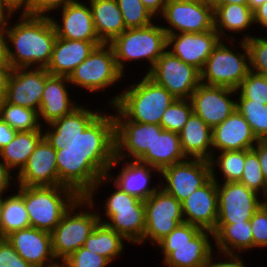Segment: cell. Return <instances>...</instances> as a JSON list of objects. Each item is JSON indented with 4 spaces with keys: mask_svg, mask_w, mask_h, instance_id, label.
Wrapping results in <instances>:
<instances>
[{
    "mask_svg": "<svg viewBox=\"0 0 267 267\" xmlns=\"http://www.w3.org/2000/svg\"><path fill=\"white\" fill-rule=\"evenodd\" d=\"M258 141L237 109L224 122L212 129L213 154L222 151L250 150Z\"/></svg>",
    "mask_w": 267,
    "mask_h": 267,
    "instance_id": "4316f807",
    "label": "cell"
},
{
    "mask_svg": "<svg viewBox=\"0 0 267 267\" xmlns=\"http://www.w3.org/2000/svg\"><path fill=\"white\" fill-rule=\"evenodd\" d=\"M74 1L76 0H31L28 8L23 13L33 16H51L56 10H60V8Z\"/></svg>",
    "mask_w": 267,
    "mask_h": 267,
    "instance_id": "c3c4849f",
    "label": "cell"
},
{
    "mask_svg": "<svg viewBox=\"0 0 267 267\" xmlns=\"http://www.w3.org/2000/svg\"><path fill=\"white\" fill-rule=\"evenodd\" d=\"M4 27L7 40L8 63L15 68H46L57 38L49 16H33L20 12L16 23L11 19ZM12 24V25H10Z\"/></svg>",
    "mask_w": 267,
    "mask_h": 267,
    "instance_id": "6da1fadb",
    "label": "cell"
},
{
    "mask_svg": "<svg viewBox=\"0 0 267 267\" xmlns=\"http://www.w3.org/2000/svg\"><path fill=\"white\" fill-rule=\"evenodd\" d=\"M236 109L245 118L258 140L267 138V105L251 100H236Z\"/></svg>",
    "mask_w": 267,
    "mask_h": 267,
    "instance_id": "ab89813d",
    "label": "cell"
},
{
    "mask_svg": "<svg viewBox=\"0 0 267 267\" xmlns=\"http://www.w3.org/2000/svg\"><path fill=\"white\" fill-rule=\"evenodd\" d=\"M91 9L95 32L104 44H110L127 28L117 0H87Z\"/></svg>",
    "mask_w": 267,
    "mask_h": 267,
    "instance_id": "1f68e13d",
    "label": "cell"
},
{
    "mask_svg": "<svg viewBox=\"0 0 267 267\" xmlns=\"http://www.w3.org/2000/svg\"><path fill=\"white\" fill-rule=\"evenodd\" d=\"M123 78L125 75L118 69L112 46L104 43L95 47L68 76L71 88H83L89 94H98L108 87L110 90Z\"/></svg>",
    "mask_w": 267,
    "mask_h": 267,
    "instance_id": "30bf717a",
    "label": "cell"
},
{
    "mask_svg": "<svg viewBox=\"0 0 267 267\" xmlns=\"http://www.w3.org/2000/svg\"><path fill=\"white\" fill-rule=\"evenodd\" d=\"M15 251L33 267H55L51 233L33 227L17 230L5 237Z\"/></svg>",
    "mask_w": 267,
    "mask_h": 267,
    "instance_id": "603a6c76",
    "label": "cell"
},
{
    "mask_svg": "<svg viewBox=\"0 0 267 267\" xmlns=\"http://www.w3.org/2000/svg\"><path fill=\"white\" fill-rule=\"evenodd\" d=\"M3 203H4V194L0 193V221H1V213H2Z\"/></svg>",
    "mask_w": 267,
    "mask_h": 267,
    "instance_id": "03108f58",
    "label": "cell"
},
{
    "mask_svg": "<svg viewBox=\"0 0 267 267\" xmlns=\"http://www.w3.org/2000/svg\"><path fill=\"white\" fill-rule=\"evenodd\" d=\"M253 15L255 27L256 25H259L263 28L261 30H264V28L267 27V1L258 8H256L253 11Z\"/></svg>",
    "mask_w": 267,
    "mask_h": 267,
    "instance_id": "6f0895ef",
    "label": "cell"
},
{
    "mask_svg": "<svg viewBox=\"0 0 267 267\" xmlns=\"http://www.w3.org/2000/svg\"><path fill=\"white\" fill-rule=\"evenodd\" d=\"M70 85L67 76H53L45 69V87L38 111L42 126L70 114L80 105L74 101L76 98H70Z\"/></svg>",
    "mask_w": 267,
    "mask_h": 267,
    "instance_id": "484cf974",
    "label": "cell"
},
{
    "mask_svg": "<svg viewBox=\"0 0 267 267\" xmlns=\"http://www.w3.org/2000/svg\"><path fill=\"white\" fill-rule=\"evenodd\" d=\"M62 263L66 267H108L111 265L105 257L89 251L85 247L79 248Z\"/></svg>",
    "mask_w": 267,
    "mask_h": 267,
    "instance_id": "bcb514c9",
    "label": "cell"
},
{
    "mask_svg": "<svg viewBox=\"0 0 267 267\" xmlns=\"http://www.w3.org/2000/svg\"><path fill=\"white\" fill-rule=\"evenodd\" d=\"M241 4L248 5V0H222L221 4Z\"/></svg>",
    "mask_w": 267,
    "mask_h": 267,
    "instance_id": "e7e4bbea",
    "label": "cell"
},
{
    "mask_svg": "<svg viewBox=\"0 0 267 267\" xmlns=\"http://www.w3.org/2000/svg\"><path fill=\"white\" fill-rule=\"evenodd\" d=\"M252 149L257 153L259 157V163L261 171L267 183V142L265 140H259Z\"/></svg>",
    "mask_w": 267,
    "mask_h": 267,
    "instance_id": "f5cc1de1",
    "label": "cell"
},
{
    "mask_svg": "<svg viewBox=\"0 0 267 267\" xmlns=\"http://www.w3.org/2000/svg\"><path fill=\"white\" fill-rule=\"evenodd\" d=\"M118 69L125 75L127 63L150 64L146 74L153 68L159 57L167 50V34L162 24L156 22L143 28H128L111 43Z\"/></svg>",
    "mask_w": 267,
    "mask_h": 267,
    "instance_id": "8992f818",
    "label": "cell"
},
{
    "mask_svg": "<svg viewBox=\"0 0 267 267\" xmlns=\"http://www.w3.org/2000/svg\"><path fill=\"white\" fill-rule=\"evenodd\" d=\"M17 192L23 197L30 226L52 232L65 212L80 196L67 186L16 185Z\"/></svg>",
    "mask_w": 267,
    "mask_h": 267,
    "instance_id": "5b68a950",
    "label": "cell"
},
{
    "mask_svg": "<svg viewBox=\"0 0 267 267\" xmlns=\"http://www.w3.org/2000/svg\"><path fill=\"white\" fill-rule=\"evenodd\" d=\"M253 249L267 247V205L263 203L253 214L251 220Z\"/></svg>",
    "mask_w": 267,
    "mask_h": 267,
    "instance_id": "7dc6e473",
    "label": "cell"
},
{
    "mask_svg": "<svg viewBox=\"0 0 267 267\" xmlns=\"http://www.w3.org/2000/svg\"><path fill=\"white\" fill-rule=\"evenodd\" d=\"M201 3L211 8L213 11L219 7L222 3V0H199Z\"/></svg>",
    "mask_w": 267,
    "mask_h": 267,
    "instance_id": "6125c7cd",
    "label": "cell"
},
{
    "mask_svg": "<svg viewBox=\"0 0 267 267\" xmlns=\"http://www.w3.org/2000/svg\"><path fill=\"white\" fill-rule=\"evenodd\" d=\"M125 241L128 242L121 234L109 228L105 223L99 222L83 247L105 257L110 263H114L113 260L124 253Z\"/></svg>",
    "mask_w": 267,
    "mask_h": 267,
    "instance_id": "d590c367",
    "label": "cell"
},
{
    "mask_svg": "<svg viewBox=\"0 0 267 267\" xmlns=\"http://www.w3.org/2000/svg\"><path fill=\"white\" fill-rule=\"evenodd\" d=\"M179 139L187 158L211 159L212 129L194 112L179 132Z\"/></svg>",
    "mask_w": 267,
    "mask_h": 267,
    "instance_id": "d6a6232c",
    "label": "cell"
},
{
    "mask_svg": "<svg viewBox=\"0 0 267 267\" xmlns=\"http://www.w3.org/2000/svg\"><path fill=\"white\" fill-rule=\"evenodd\" d=\"M264 203L267 205V195L264 197Z\"/></svg>",
    "mask_w": 267,
    "mask_h": 267,
    "instance_id": "89a4df30",
    "label": "cell"
},
{
    "mask_svg": "<svg viewBox=\"0 0 267 267\" xmlns=\"http://www.w3.org/2000/svg\"><path fill=\"white\" fill-rule=\"evenodd\" d=\"M221 40L215 29L203 33L167 34V50L201 71Z\"/></svg>",
    "mask_w": 267,
    "mask_h": 267,
    "instance_id": "7402d4cb",
    "label": "cell"
},
{
    "mask_svg": "<svg viewBox=\"0 0 267 267\" xmlns=\"http://www.w3.org/2000/svg\"><path fill=\"white\" fill-rule=\"evenodd\" d=\"M215 253H216V258H215ZM209 264L212 267H247V265H245L244 258L240 254L225 253V252H220V251H215V250L212 254V257H211Z\"/></svg>",
    "mask_w": 267,
    "mask_h": 267,
    "instance_id": "f907efd6",
    "label": "cell"
},
{
    "mask_svg": "<svg viewBox=\"0 0 267 267\" xmlns=\"http://www.w3.org/2000/svg\"><path fill=\"white\" fill-rule=\"evenodd\" d=\"M42 138V130L17 132L13 140L0 150V158L12 172L18 174Z\"/></svg>",
    "mask_w": 267,
    "mask_h": 267,
    "instance_id": "e575fe53",
    "label": "cell"
},
{
    "mask_svg": "<svg viewBox=\"0 0 267 267\" xmlns=\"http://www.w3.org/2000/svg\"><path fill=\"white\" fill-rule=\"evenodd\" d=\"M44 87L45 68H15L9 75L4 100L38 112Z\"/></svg>",
    "mask_w": 267,
    "mask_h": 267,
    "instance_id": "44dd1931",
    "label": "cell"
},
{
    "mask_svg": "<svg viewBox=\"0 0 267 267\" xmlns=\"http://www.w3.org/2000/svg\"><path fill=\"white\" fill-rule=\"evenodd\" d=\"M0 65H10L7 59V40L4 27H0Z\"/></svg>",
    "mask_w": 267,
    "mask_h": 267,
    "instance_id": "91938a15",
    "label": "cell"
},
{
    "mask_svg": "<svg viewBox=\"0 0 267 267\" xmlns=\"http://www.w3.org/2000/svg\"><path fill=\"white\" fill-rule=\"evenodd\" d=\"M56 165L59 185L70 187L79 196H86L105 176L85 154L56 150Z\"/></svg>",
    "mask_w": 267,
    "mask_h": 267,
    "instance_id": "ac0fdd59",
    "label": "cell"
},
{
    "mask_svg": "<svg viewBox=\"0 0 267 267\" xmlns=\"http://www.w3.org/2000/svg\"><path fill=\"white\" fill-rule=\"evenodd\" d=\"M249 51L250 71L267 76V40L254 35L245 40Z\"/></svg>",
    "mask_w": 267,
    "mask_h": 267,
    "instance_id": "f6af8a7d",
    "label": "cell"
},
{
    "mask_svg": "<svg viewBox=\"0 0 267 267\" xmlns=\"http://www.w3.org/2000/svg\"><path fill=\"white\" fill-rule=\"evenodd\" d=\"M239 183L262 195L263 198L267 195V183L261 171L259 157L253 149L245 150L243 175Z\"/></svg>",
    "mask_w": 267,
    "mask_h": 267,
    "instance_id": "60d3db41",
    "label": "cell"
},
{
    "mask_svg": "<svg viewBox=\"0 0 267 267\" xmlns=\"http://www.w3.org/2000/svg\"><path fill=\"white\" fill-rule=\"evenodd\" d=\"M102 111L86 129L70 139L62 152L88 155V159L106 176L116 157L113 115Z\"/></svg>",
    "mask_w": 267,
    "mask_h": 267,
    "instance_id": "9c48e42d",
    "label": "cell"
},
{
    "mask_svg": "<svg viewBox=\"0 0 267 267\" xmlns=\"http://www.w3.org/2000/svg\"><path fill=\"white\" fill-rule=\"evenodd\" d=\"M0 117L17 132L43 130L38 112L34 109L0 102Z\"/></svg>",
    "mask_w": 267,
    "mask_h": 267,
    "instance_id": "f35d334b",
    "label": "cell"
},
{
    "mask_svg": "<svg viewBox=\"0 0 267 267\" xmlns=\"http://www.w3.org/2000/svg\"><path fill=\"white\" fill-rule=\"evenodd\" d=\"M118 165L122 167L117 172L118 174L113 175L111 172ZM106 176L122 191L144 201L160 188V182L154 185L157 181H151L153 176L160 178V171L137 160L118 159L115 157ZM151 183L154 186L150 187Z\"/></svg>",
    "mask_w": 267,
    "mask_h": 267,
    "instance_id": "d6986e66",
    "label": "cell"
},
{
    "mask_svg": "<svg viewBox=\"0 0 267 267\" xmlns=\"http://www.w3.org/2000/svg\"><path fill=\"white\" fill-rule=\"evenodd\" d=\"M12 11L13 13L24 12L31 0H2Z\"/></svg>",
    "mask_w": 267,
    "mask_h": 267,
    "instance_id": "680465c9",
    "label": "cell"
},
{
    "mask_svg": "<svg viewBox=\"0 0 267 267\" xmlns=\"http://www.w3.org/2000/svg\"><path fill=\"white\" fill-rule=\"evenodd\" d=\"M16 184L25 187L59 185L56 150L43 137L23 169L16 174Z\"/></svg>",
    "mask_w": 267,
    "mask_h": 267,
    "instance_id": "cb8c5ba5",
    "label": "cell"
},
{
    "mask_svg": "<svg viewBox=\"0 0 267 267\" xmlns=\"http://www.w3.org/2000/svg\"><path fill=\"white\" fill-rule=\"evenodd\" d=\"M160 178V187L182 202L212 178L210 161L187 158L164 168L160 172Z\"/></svg>",
    "mask_w": 267,
    "mask_h": 267,
    "instance_id": "4fadbf2b",
    "label": "cell"
},
{
    "mask_svg": "<svg viewBox=\"0 0 267 267\" xmlns=\"http://www.w3.org/2000/svg\"><path fill=\"white\" fill-rule=\"evenodd\" d=\"M217 156L212 155L210 161L212 178L217 183L239 182L243 175V166L245 162V150L222 151ZM218 169V170H217ZM221 172V179L217 171ZM220 170V171H219ZM220 179V182H219ZM222 181V182H221Z\"/></svg>",
    "mask_w": 267,
    "mask_h": 267,
    "instance_id": "74e56055",
    "label": "cell"
},
{
    "mask_svg": "<svg viewBox=\"0 0 267 267\" xmlns=\"http://www.w3.org/2000/svg\"><path fill=\"white\" fill-rule=\"evenodd\" d=\"M144 6L159 20L168 0H141Z\"/></svg>",
    "mask_w": 267,
    "mask_h": 267,
    "instance_id": "11a10c76",
    "label": "cell"
},
{
    "mask_svg": "<svg viewBox=\"0 0 267 267\" xmlns=\"http://www.w3.org/2000/svg\"><path fill=\"white\" fill-rule=\"evenodd\" d=\"M14 181H16V173H13L0 158V193L10 192L12 184L15 188L16 182Z\"/></svg>",
    "mask_w": 267,
    "mask_h": 267,
    "instance_id": "816d5d0a",
    "label": "cell"
},
{
    "mask_svg": "<svg viewBox=\"0 0 267 267\" xmlns=\"http://www.w3.org/2000/svg\"><path fill=\"white\" fill-rule=\"evenodd\" d=\"M16 133L17 131L0 117V150L13 140Z\"/></svg>",
    "mask_w": 267,
    "mask_h": 267,
    "instance_id": "db71d44e",
    "label": "cell"
},
{
    "mask_svg": "<svg viewBox=\"0 0 267 267\" xmlns=\"http://www.w3.org/2000/svg\"><path fill=\"white\" fill-rule=\"evenodd\" d=\"M257 192L239 182L217 183V224H233L251 220L253 214L264 203Z\"/></svg>",
    "mask_w": 267,
    "mask_h": 267,
    "instance_id": "5bb4252c",
    "label": "cell"
},
{
    "mask_svg": "<svg viewBox=\"0 0 267 267\" xmlns=\"http://www.w3.org/2000/svg\"><path fill=\"white\" fill-rule=\"evenodd\" d=\"M12 192H14L12 194ZM4 194V203L0 221V238H5L14 231L30 227V219L23 197L16 191Z\"/></svg>",
    "mask_w": 267,
    "mask_h": 267,
    "instance_id": "8d00e7d4",
    "label": "cell"
},
{
    "mask_svg": "<svg viewBox=\"0 0 267 267\" xmlns=\"http://www.w3.org/2000/svg\"><path fill=\"white\" fill-rule=\"evenodd\" d=\"M159 86L164 87L176 99H190L201 84V72L166 50L146 74Z\"/></svg>",
    "mask_w": 267,
    "mask_h": 267,
    "instance_id": "8fae6325",
    "label": "cell"
},
{
    "mask_svg": "<svg viewBox=\"0 0 267 267\" xmlns=\"http://www.w3.org/2000/svg\"><path fill=\"white\" fill-rule=\"evenodd\" d=\"M13 14V11L0 0V27L7 25L9 17Z\"/></svg>",
    "mask_w": 267,
    "mask_h": 267,
    "instance_id": "94428289",
    "label": "cell"
},
{
    "mask_svg": "<svg viewBox=\"0 0 267 267\" xmlns=\"http://www.w3.org/2000/svg\"><path fill=\"white\" fill-rule=\"evenodd\" d=\"M267 0H248L249 8L254 11L256 8L264 4Z\"/></svg>",
    "mask_w": 267,
    "mask_h": 267,
    "instance_id": "be15d7a7",
    "label": "cell"
},
{
    "mask_svg": "<svg viewBox=\"0 0 267 267\" xmlns=\"http://www.w3.org/2000/svg\"><path fill=\"white\" fill-rule=\"evenodd\" d=\"M234 95L237 96L235 89L201 83L190 98L193 112L213 129L236 110Z\"/></svg>",
    "mask_w": 267,
    "mask_h": 267,
    "instance_id": "2e32d148",
    "label": "cell"
},
{
    "mask_svg": "<svg viewBox=\"0 0 267 267\" xmlns=\"http://www.w3.org/2000/svg\"><path fill=\"white\" fill-rule=\"evenodd\" d=\"M0 267H33L5 239L0 238Z\"/></svg>",
    "mask_w": 267,
    "mask_h": 267,
    "instance_id": "681fc988",
    "label": "cell"
},
{
    "mask_svg": "<svg viewBox=\"0 0 267 267\" xmlns=\"http://www.w3.org/2000/svg\"><path fill=\"white\" fill-rule=\"evenodd\" d=\"M76 0L60 8L59 18L49 16L55 28L56 36L68 40L90 41L96 47L103 43L99 40L92 19V13L87 1ZM61 15V16H60Z\"/></svg>",
    "mask_w": 267,
    "mask_h": 267,
    "instance_id": "ffe728a7",
    "label": "cell"
},
{
    "mask_svg": "<svg viewBox=\"0 0 267 267\" xmlns=\"http://www.w3.org/2000/svg\"><path fill=\"white\" fill-rule=\"evenodd\" d=\"M98 109L100 108L92 110L80 104L70 114L46 124L47 129L42 126L43 137L55 150L65 148L70 143V139L82 133L102 112Z\"/></svg>",
    "mask_w": 267,
    "mask_h": 267,
    "instance_id": "83f0119b",
    "label": "cell"
},
{
    "mask_svg": "<svg viewBox=\"0 0 267 267\" xmlns=\"http://www.w3.org/2000/svg\"><path fill=\"white\" fill-rule=\"evenodd\" d=\"M192 113L190 99H175L164 112L160 125L166 131L179 133Z\"/></svg>",
    "mask_w": 267,
    "mask_h": 267,
    "instance_id": "7bdbcfd3",
    "label": "cell"
},
{
    "mask_svg": "<svg viewBox=\"0 0 267 267\" xmlns=\"http://www.w3.org/2000/svg\"><path fill=\"white\" fill-rule=\"evenodd\" d=\"M214 233V246L217 251L237 253L243 256L253 249V235L250 220L233 224H217ZM237 251V252H236Z\"/></svg>",
    "mask_w": 267,
    "mask_h": 267,
    "instance_id": "836d02e7",
    "label": "cell"
},
{
    "mask_svg": "<svg viewBox=\"0 0 267 267\" xmlns=\"http://www.w3.org/2000/svg\"><path fill=\"white\" fill-rule=\"evenodd\" d=\"M55 267H66L62 262H58Z\"/></svg>",
    "mask_w": 267,
    "mask_h": 267,
    "instance_id": "a7ac6f4b",
    "label": "cell"
},
{
    "mask_svg": "<svg viewBox=\"0 0 267 267\" xmlns=\"http://www.w3.org/2000/svg\"><path fill=\"white\" fill-rule=\"evenodd\" d=\"M264 30H267V27H266V29H264ZM267 33V32H266ZM265 33V35H263V37L267 40V34Z\"/></svg>",
    "mask_w": 267,
    "mask_h": 267,
    "instance_id": "2644e50d",
    "label": "cell"
},
{
    "mask_svg": "<svg viewBox=\"0 0 267 267\" xmlns=\"http://www.w3.org/2000/svg\"><path fill=\"white\" fill-rule=\"evenodd\" d=\"M235 42H238L239 48L235 46ZM200 72L202 84L236 90L250 72L249 51L246 42L244 40H221Z\"/></svg>",
    "mask_w": 267,
    "mask_h": 267,
    "instance_id": "ba28073f",
    "label": "cell"
},
{
    "mask_svg": "<svg viewBox=\"0 0 267 267\" xmlns=\"http://www.w3.org/2000/svg\"><path fill=\"white\" fill-rule=\"evenodd\" d=\"M99 222L96 208L85 196H80L51 232L52 252L57 262L83 247Z\"/></svg>",
    "mask_w": 267,
    "mask_h": 267,
    "instance_id": "52a82bcc",
    "label": "cell"
},
{
    "mask_svg": "<svg viewBox=\"0 0 267 267\" xmlns=\"http://www.w3.org/2000/svg\"><path fill=\"white\" fill-rule=\"evenodd\" d=\"M159 18L168 24L162 26L166 34L203 33L214 29L213 10L200 1L168 0Z\"/></svg>",
    "mask_w": 267,
    "mask_h": 267,
    "instance_id": "9a60e30c",
    "label": "cell"
},
{
    "mask_svg": "<svg viewBox=\"0 0 267 267\" xmlns=\"http://www.w3.org/2000/svg\"><path fill=\"white\" fill-rule=\"evenodd\" d=\"M126 28H143L157 18L144 6L141 0H117Z\"/></svg>",
    "mask_w": 267,
    "mask_h": 267,
    "instance_id": "b9f144b4",
    "label": "cell"
},
{
    "mask_svg": "<svg viewBox=\"0 0 267 267\" xmlns=\"http://www.w3.org/2000/svg\"><path fill=\"white\" fill-rule=\"evenodd\" d=\"M212 240V231L184 222L154 247L161 250L164 267H205L215 250Z\"/></svg>",
    "mask_w": 267,
    "mask_h": 267,
    "instance_id": "277c9868",
    "label": "cell"
},
{
    "mask_svg": "<svg viewBox=\"0 0 267 267\" xmlns=\"http://www.w3.org/2000/svg\"><path fill=\"white\" fill-rule=\"evenodd\" d=\"M96 46L90 41L57 37L49 64L45 68L53 76H69Z\"/></svg>",
    "mask_w": 267,
    "mask_h": 267,
    "instance_id": "f546056e",
    "label": "cell"
},
{
    "mask_svg": "<svg viewBox=\"0 0 267 267\" xmlns=\"http://www.w3.org/2000/svg\"><path fill=\"white\" fill-rule=\"evenodd\" d=\"M236 91V100H251L267 105V76L250 71Z\"/></svg>",
    "mask_w": 267,
    "mask_h": 267,
    "instance_id": "ee69618b",
    "label": "cell"
},
{
    "mask_svg": "<svg viewBox=\"0 0 267 267\" xmlns=\"http://www.w3.org/2000/svg\"><path fill=\"white\" fill-rule=\"evenodd\" d=\"M184 222L214 231L218 220L217 182L211 178L182 201Z\"/></svg>",
    "mask_w": 267,
    "mask_h": 267,
    "instance_id": "d4e9b609",
    "label": "cell"
},
{
    "mask_svg": "<svg viewBox=\"0 0 267 267\" xmlns=\"http://www.w3.org/2000/svg\"><path fill=\"white\" fill-rule=\"evenodd\" d=\"M145 203V232L143 244L155 246L179 224L184 223L182 202L166 193L161 187Z\"/></svg>",
    "mask_w": 267,
    "mask_h": 267,
    "instance_id": "7c38bea8",
    "label": "cell"
},
{
    "mask_svg": "<svg viewBox=\"0 0 267 267\" xmlns=\"http://www.w3.org/2000/svg\"><path fill=\"white\" fill-rule=\"evenodd\" d=\"M214 17V29L218 32L219 37L222 40H236V35L239 33L241 39L246 40L251 38L253 35L246 33L253 27L254 24V15L253 11L249 8L248 5L241 4H221L213 11ZM246 31V32H245ZM234 33V34H233Z\"/></svg>",
    "mask_w": 267,
    "mask_h": 267,
    "instance_id": "f1b7e54d",
    "label": "cell"
},
{
    "mask_svg": "<svg viewBox=\"0 0 267 267\" xmlns=\"http://www.w3.org/2000/svg\"><path fill=\"white\" fill-rule=\"evenodd\" d=\"M178 2H194V1H199V0H174Z\"/></svg>",
    "mask_w": 267,
    "mask_h": 267,
    "instance_id": "003e7915",
    "label": "cell"
},
{
    "mask_svg": "<svg viewBox=\"0 0 267 267\" xmlns=\"http://www.w3.org/2000/svg\"><path fill=\"white\" fill-rule=\"evenodd\" d=\"M106 183H111L114 190L111 191V194L109 193L108 197L106 196L105 202L102 203L104 215L98 208L100 207L99 204L95 203L97 201L95 195L100 188L107 185ZM85 197L93 207H97L96 210L101 223H105L109 228L121 234L129 244L143 245L145 232L144 200L122 191L107 176H103Z\"/></svg>",
    "mask_w": 267,
    "mask_h": 267,
    "instance_id": "7a4b0ae2",
    "label": "cell"
},
{
    "mask_svg": "<svg viewBox=\"0 0 267 267\" xmlns=\"http://www.w3.org/2000/svg\"><path fill=\"white\" fill-rule=\"evenodd\" d=\"M12 71L10 65H0V102L5 99L7 82Z\"/></svg>",
    "mask_w": 267,
    "mask_h": 267,
    "instance_id": "9f6ffc18",
    "label": "cell"
},
{
    "mask_svg": "<svg viewBox=\"0 0 267 267\" xmlns=\"http://www.w3.org/2000/svg\"><path fill=\"white\" fill-rule=\"evenodd\" d=\"M116 158L138 160L147 150H152L155 124L127 120L114 106ZM133 158V159H131Z\"/></svg>",
    "mask_w": 267,
    "mask_h": 267,
    "instance_id": "e0dca14e",
    "label": "cell"
},
{
    "mask_svg": "<svg viewBox=\"0 0 267 267\" xmlns=\"http://www.w3.org/2000/svg\"><path fill=\"white\" fill-rule=\"evenodd\" d=\"M139 81L132 82L112 98L109 106H114L127 120L160 125L162 116L176 99L164 87L156 84L145 73Z\"/></svg>",
    "mask_w": 267,
    "mask_h": 267,
    "instance_id": "3957f363",
    "label": "cell"
},
{
    "mask_svg": "<svg viewBox=\"0 0 267 267\" xmlns=\"http://www.w3.org/2000/svg\"><path fill=\"white\" fill-rule=\"evenodd\" d=\"M179 133L166 131L155 124V139L152 150H147L137 161L148 164L160 172L175 163L186 160Z\"/></svg>",
    "mask_w": 267,
    "mask_h": 267,
    "instance_id": "4dcf8cb0",
    "label": "cell"
}]
</instances>
